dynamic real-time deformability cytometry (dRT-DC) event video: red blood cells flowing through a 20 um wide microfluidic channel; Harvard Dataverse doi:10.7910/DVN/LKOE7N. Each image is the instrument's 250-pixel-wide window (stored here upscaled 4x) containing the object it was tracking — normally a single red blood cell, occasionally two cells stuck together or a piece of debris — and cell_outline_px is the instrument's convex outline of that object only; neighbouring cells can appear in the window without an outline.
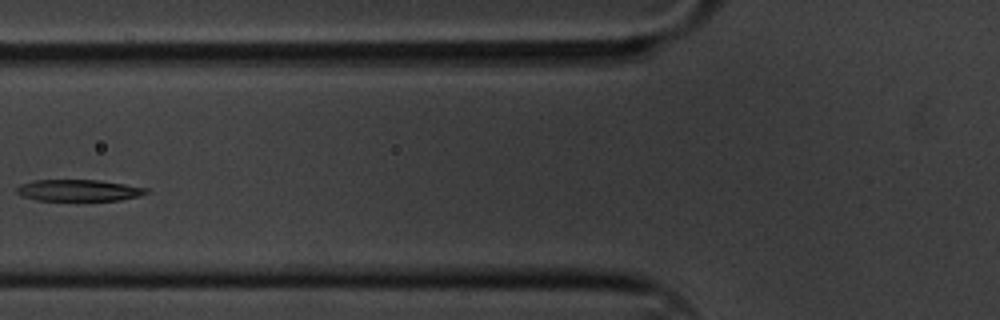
{"species": "common noctule bat (a hibernating species)", "species_latin": "Nyctalus noctula", "temperature_condition": "cold", "stored_images_in_passage": 8, "camera_frame_rate_fps": 3000, "um_per_image_px": 0.085, "animal": {"sex": "male", "body_mass_g": 20.1, "forearm_length_mm": 53.5}, "frame": {"image": 1, "passage_image": 4, "time_ms": 1.0, "image_size_px": [1000, 320], "cell_outline_px": [[152, 192], [140, 196], [120, 200], [36, 200], [24, 196], [16, 192], [16, 188], [20, 184], [32, 180], [100, 180], [148, 188]], "centroid_in_image_um": [6.73, 16.17], "position_along_channel_um": 119.1, "area_um2": 16.3}}
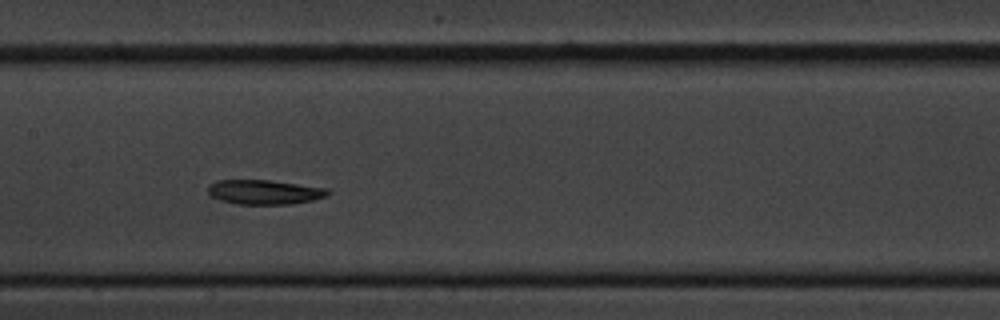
{"frame": {"image": 2, "passage_image": 6, "time_ms": 1.667, "image_size_px": [1000, 320], "cell_outline_px": [[332, 192], [328, 196], [312, 200], [292, 204], [236, 204], [220, 200], [208, 196], [208, 188], [216, 180], [268, 180], [328, 188]], "centroid_in_image_um": [22.49, 16.33], "position_along_channel_um": 184.9, "area_um2": 17.22}}
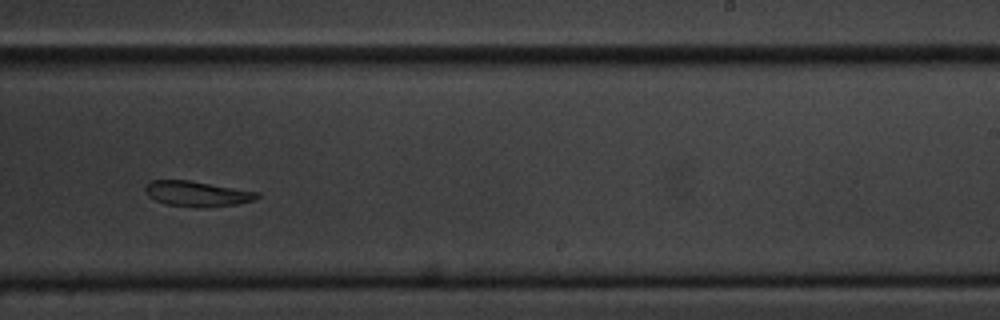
{"frame": {"image": 3, "passage_image": 8, "time_ms": 2.333, "image_size_px": [1000, 320], "cell_outline_px": [[260, 196], [252, 200], [236, 204], [196, 208], [164, 204], [148, 196], [144, 188], [152, 180], [188, 180], [260, 192]], "centroid_in_image_um": [16.74, 16.47], "position_along_channel_um": 272.3, "area_um2": 16.42}}